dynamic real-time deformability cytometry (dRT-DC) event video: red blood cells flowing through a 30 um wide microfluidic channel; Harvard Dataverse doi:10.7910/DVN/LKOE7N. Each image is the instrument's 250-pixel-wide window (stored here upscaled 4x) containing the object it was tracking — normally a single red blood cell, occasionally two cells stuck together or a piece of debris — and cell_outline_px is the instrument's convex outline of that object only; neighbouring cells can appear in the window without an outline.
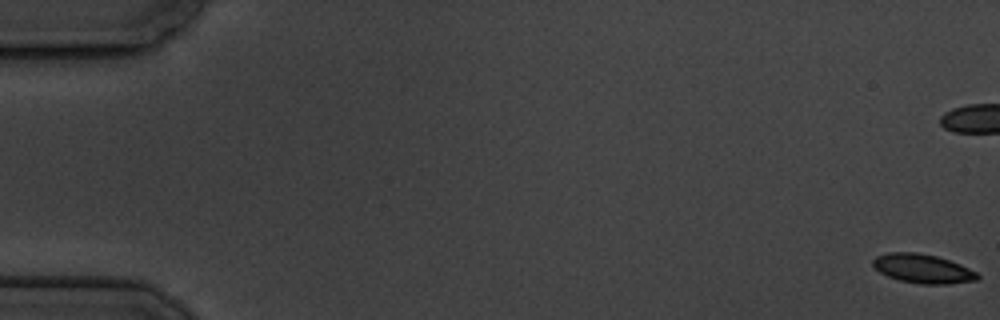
{"species": "common noctule bat (a hibernating species)", "species_latin": "Nyctalus noctula", "temperature_condition": "cold", "stored_images_in_passage": 17, "camera_frame_rate_fps": 3000, "um_per_image_px": 0.085, "animal": {"sex": "male", "body_mass_g": 19.5, "forearm_length_mm": 54.6}, "frame": {"image": 1, "passage_image": 1, "time_ms": 0.0, "image_size_px": [1000, 320], "cell_outline_px": [[980, 276], [976, 280], [948, 284], [920, 284], [900, 280], [888, 276], [880, 272], [872, 264], [872, 260], [876, 256], [888, 252], [916, 252], [936, 256], [960, 264], [976, 272]], "centroid_in_image_um": [78.41, 22.83], "position_along_channel_um": 6.6, "area_um2": 17.57}, "authors_computed_cell_mechanics": {"area_um2": 18.2648, "velocity_mm_per_s": 3.3737, "shape_relaxation_time_tau1_ms": 8.2263, "shape_relaxation_time_tau2_ms": 3.3425, "deformation_change_tau1": 0.1332, "deformation_change_tau2": 0.0774}}